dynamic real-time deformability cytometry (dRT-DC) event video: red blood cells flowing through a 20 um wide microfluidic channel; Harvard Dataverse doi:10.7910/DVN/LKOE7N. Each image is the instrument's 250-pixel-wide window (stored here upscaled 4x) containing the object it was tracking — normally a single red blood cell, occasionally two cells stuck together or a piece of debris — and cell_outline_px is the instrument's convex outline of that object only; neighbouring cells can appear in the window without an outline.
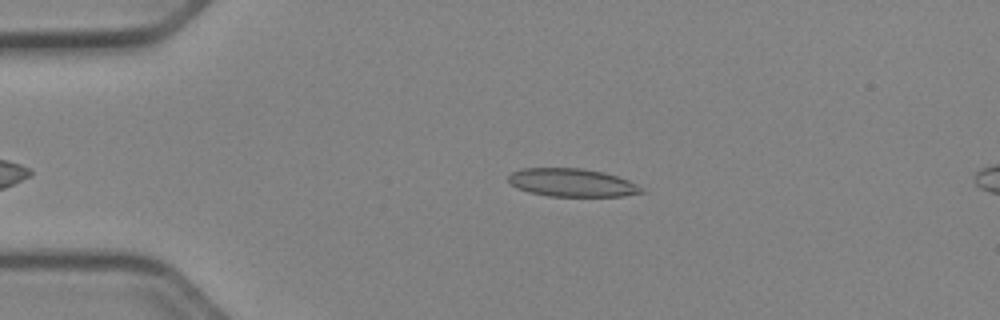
{"species": "Egyptian fruit bat (a non-hibernating species)", "species_latin": "Rousettus aegyptiacus", "temperature_condition": "cold", "stored_images_in_passage": 37, "camera_frame_rate_fps": 3000, "um_per_image_px": 0.085, "animal": {"sex": "female"}, "frame": {"image": 1, "passage_image": 3, "time_ms": 0.667, "image_size_px": [1000, 320], "cell_outline_px": [[648, 192], [624, 196], [548, 196], [528, 192], [516, 188], [508, 180], [508, 176], [512, 172], [524, 168], [580, 168], [604, 172], [628, 180], [644, 188]], "centroid_in_image_um": [48.65, 15.53], "position_along_channel_um": 36.4, "area_um2": 21.91}}
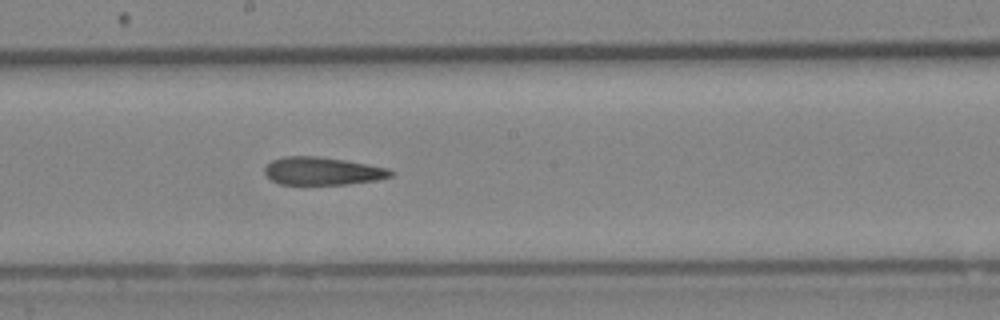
{"frame": {"image": 2, "passage_image": 20, "time_ms": 6.333, "image_size_px": [1000, 320], "cell_outline_px": [[396, 172], [392, 176], [380, 180], [348, 184], [280, 184], [272, 180], [264, 172], [264, 168], [272, 160], [284, 156], [320, 156], [344, 160], [388, 168]], "centroid_in_image_um": [27.45, 14.54], "position_along_channel_um": 220.8, "area_um2": 20.52}}
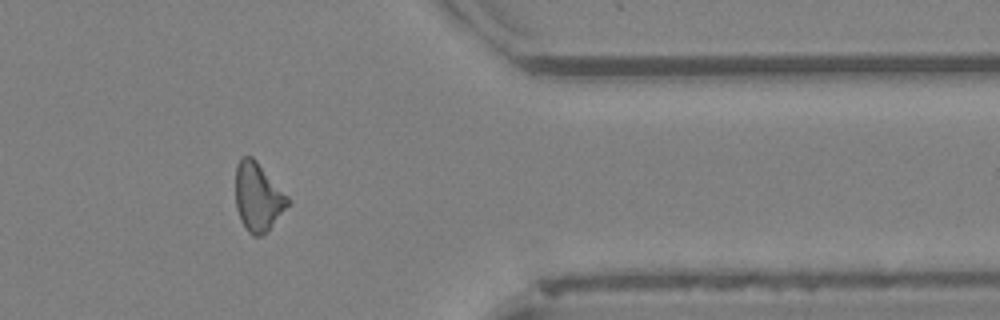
{"frame": {"image": 3, "passage_image": 34, "time_ms": 11.0, "image_size_px": [1000, 320], "cell_outline_px": [[292, 200], [268, 228], [260, 236], [252, 236], [248, 232], [240, 220], [236, 208], [236, 164], [244, 156], [252, 156], [256, 160]], "centroid_in_image_um": [21.91, 16.72], "position_along_channel_um": 389.5, "area_um2": 20.52}, "authors_computed_cell_mechanics": {"area_um2": 21.4438, "velocity_mm_per_s": 3.9591, "shape_relaxation_time_tau1_ms": null, "shape_relaxation_time_tau2_ms": 8.367, "deformation_change_tau1": null, "deformation_change_tau2": 0.2184}}